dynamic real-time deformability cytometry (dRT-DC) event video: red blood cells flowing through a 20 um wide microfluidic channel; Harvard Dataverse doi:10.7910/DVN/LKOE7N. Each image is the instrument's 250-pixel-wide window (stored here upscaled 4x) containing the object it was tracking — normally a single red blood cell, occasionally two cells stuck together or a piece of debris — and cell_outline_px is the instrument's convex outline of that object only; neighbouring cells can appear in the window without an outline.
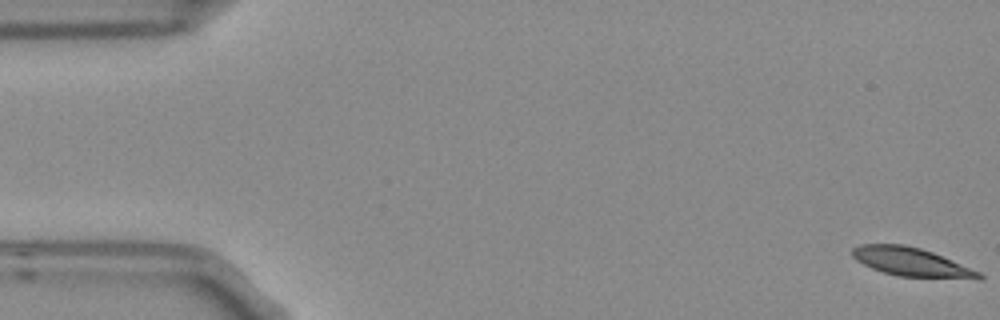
{"species": "Egyptian fruit bat (a non-hibernating species)", "species_latin": "Rousettus aegyptiacus", "temperature_condition": "room temperature", "stored_images_in_passage": 3, "camera_frame_rate_fps": 3000, "um_per_image_px": 0.085, "frame": {"image": 1, "passage_image": 1, "time_ms": 0.0, "image_size_px": [1000, 320], "cell_outline_px": [[984, 280], [980, 280], [896, 276], [872, 268], [856, 260], [852, 256], [852, 248], [860, 244], [904, 244], [920, 248], [932, 252], [980, 272], [984, 276]], "centroid_in_image_um": [77.5, 22.29], "position_along_channel_um": 7.5, "area_um2": 21.27}}